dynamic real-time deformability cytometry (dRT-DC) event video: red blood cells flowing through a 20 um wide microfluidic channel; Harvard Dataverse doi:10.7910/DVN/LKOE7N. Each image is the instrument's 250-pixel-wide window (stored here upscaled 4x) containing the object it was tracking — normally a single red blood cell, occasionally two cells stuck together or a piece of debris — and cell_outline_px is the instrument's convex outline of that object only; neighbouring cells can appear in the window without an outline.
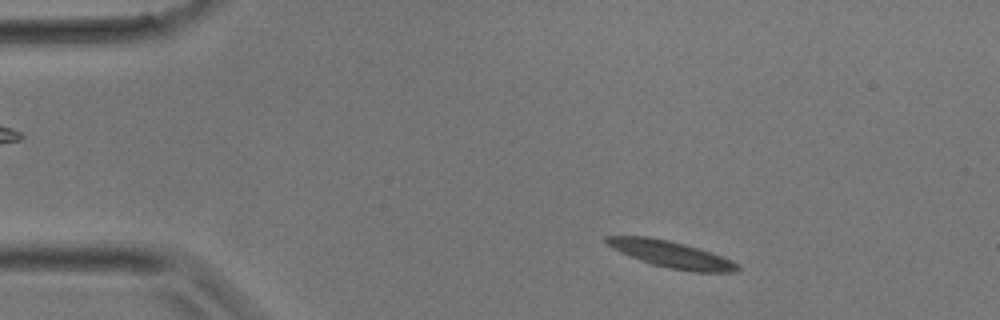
{"species": "common noctule bat (a hibernating species)", "species_latin": "Nyctalus noctula", "temperature_condition": "room temperature", "stored_images_in_passage": 35, "camera_frame_rate_fps": 3000, "um_per_image_px": 0.085, "animal": {"sex": "male", "body_mass_g": 17.9}, "frame": {"image": 1, "passage_image": 3, "time_ms": 0.667, "image_size_px": [1000, 320], "cell_outline_px": [[740, 268], [736, 272], [692, 272], [668, 268], [652, 264], [620, 252], [608, 244], [604, 240], [604, 236], [648, 236], [668, 240], [684, 244], [732, 260], [740, 264]], "centroid_in_image_um": [57.07, 21.63], "position_along_channel_um": 27.9, "area_um2": 20.06}}
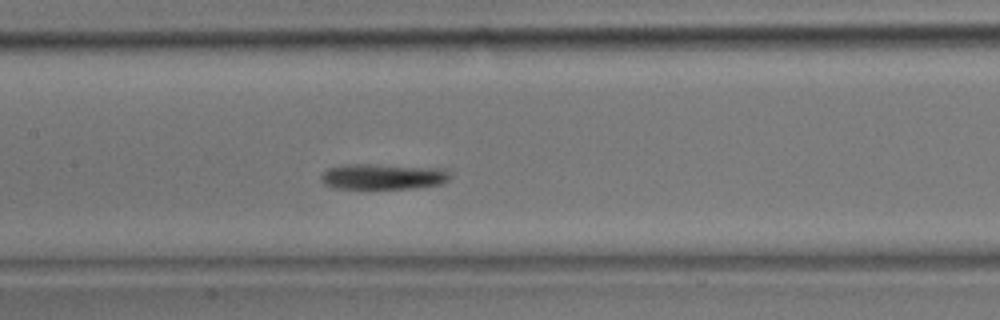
{"frame": {"image": 2, "passage_image": 15, "time_ms": 4.667, "image_size_px": [1000, 320], "cell_outline_px": [[452, 176], [448, 180], [440, 184], [416, 188], [332, 188], [324, 184], [320, 180], [320, 176], [328, 168], [348, 164], [376, 164], [444, 168]], "centroid_in_image_um": [32.56, 15.0], "position_along_channel_um": 174.8, "area_um2": 19.42}}
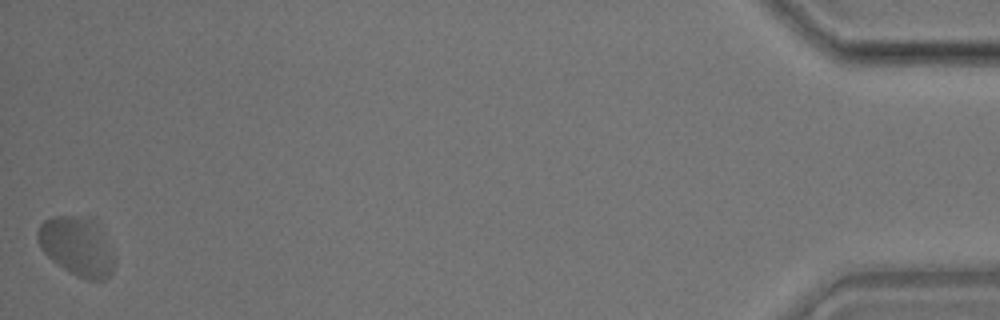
{"frame": {"image": 3, "passage_image": 35, "time_ms": 11.333, "image_size_px": [1000, 320], "cell_outline_px": [[116, 260], [112, 272], [104, 280], [88, 280], [76, 276], [68, 272], [52, 260], [40, 248], [36, 236], [36, 232], [40, 224], [44, 220], [52, 216], [96, 216], [116, 256]], "centroid_in_image_um": [6.59, 20.9], "position_along_channel_um": 428.6, "area_um2": 27.34}}